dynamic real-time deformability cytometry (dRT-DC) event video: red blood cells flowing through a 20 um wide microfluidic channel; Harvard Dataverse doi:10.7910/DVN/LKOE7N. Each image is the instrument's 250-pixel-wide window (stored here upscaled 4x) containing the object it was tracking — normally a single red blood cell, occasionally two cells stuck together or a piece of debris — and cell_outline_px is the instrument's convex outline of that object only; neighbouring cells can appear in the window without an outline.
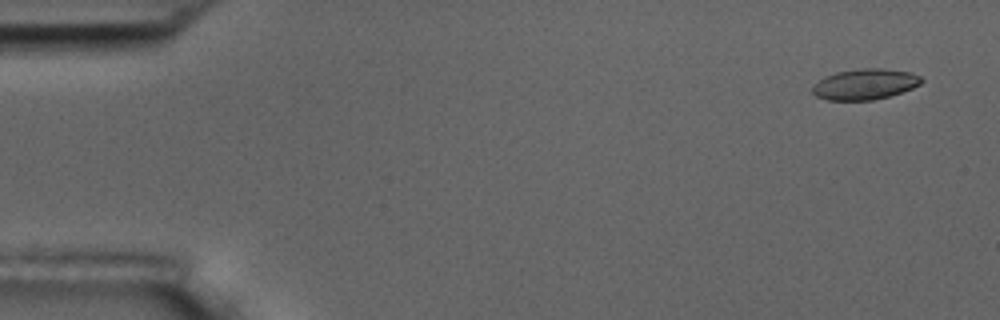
{"species": "common noctule bat (a hibernating species)", "species_latin": "Nyctalus noctula", "temperature_condition": "room temperature", "stored_images_in_passage": 4, "camera_frame_rate_fps": 3000, "um_per_image_px": 0.085, "animal": {"sex": "male", "body_mass_g": 17.5, "forearm_length_mm": 52.3}, "frame": {"image": 1, "passage_image": 1, "time_ms": 0.0, "image_size_px": [1000, 320], "cell_outline_px": [[924, 80], [920, 84], [912, 88], [888, 96], [872, 100], [828, 100], [816, 96], [812, 92], [812, 88], [824, 76], [836, 72], [860, 68], [880, 68], [908, 72], [920, 76]], "centroid_in_image_um": [73.51, 7.15], "position_along_channel_um": 11.5, "area_um2": 19.31}}